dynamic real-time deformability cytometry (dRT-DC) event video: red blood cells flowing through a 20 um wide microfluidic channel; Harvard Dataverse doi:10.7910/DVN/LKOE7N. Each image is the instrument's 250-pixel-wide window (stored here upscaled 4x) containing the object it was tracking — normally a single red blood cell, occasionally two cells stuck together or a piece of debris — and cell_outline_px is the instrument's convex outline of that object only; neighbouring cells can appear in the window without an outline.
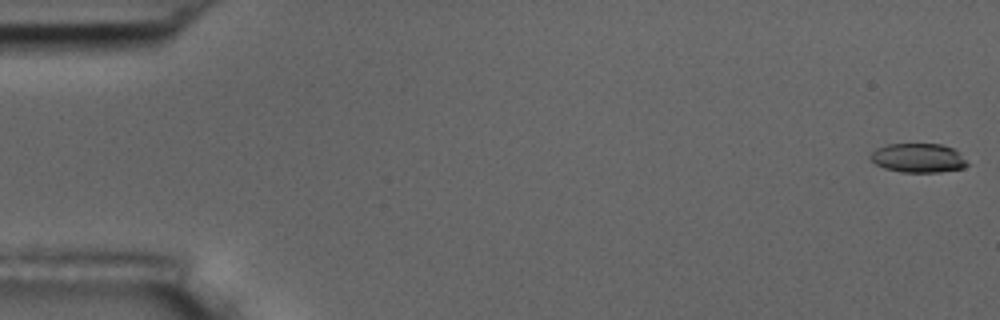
{"species": "common noctule bat (a hibernating species)", "species_latin": "Nyctalus noctula", "temperature_condition": "room temperature", "stored_images_in_passage": 12, "camera_frame_rate_fps": 3000, "um_per_image_px": 0.085, "animal": {"sex": "male", "body_mass_g": 17.5, "forearm_length_mm": 52.3}, "frame": {"image": 1, "passage_image": 1, "time_ms": 0.0, "image_size_px": [1000, 320], "cell_outline_px": [[968, 164], [964, 168], [940, 172], [900, 172], [884, 168], [876, 164], [868, 156], [876, 148], [888, 144], [940, 144], [952, 148]], "centroid_in_image_um": [77.99, 13.43], "position_along_channel_um": 7.0, "area_um2": 16.24}}